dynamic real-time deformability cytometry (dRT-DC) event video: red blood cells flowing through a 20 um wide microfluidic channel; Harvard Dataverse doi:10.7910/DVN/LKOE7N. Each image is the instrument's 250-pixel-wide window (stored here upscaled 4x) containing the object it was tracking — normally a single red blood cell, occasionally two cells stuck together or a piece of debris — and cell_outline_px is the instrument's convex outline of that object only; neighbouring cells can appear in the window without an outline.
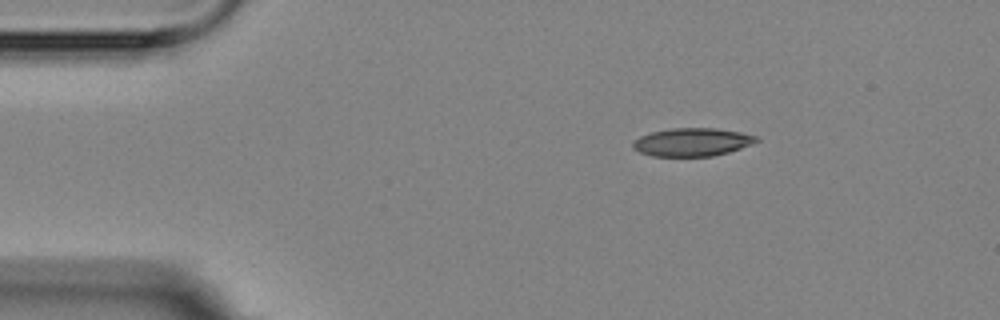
{"species": "Egyptian fruit bat (a non-hibernating species)", "species_latin": "Rousettus aegyptiacus", "temperature_condition": "room temperature", "stored_images_in_passage": 3, "camera_frame_rate_fps": 3000, "um_per_image_px": 0.085, "animal": {"sex": "female"}, "frame": {"image": 1, "passage_image": 1, "time_ms": 0.0, "image_size_px": [1000, 320], "cell_outline_px": [[760, 140], [752, 144], [728, 152], [712, 156], [652, 156], [640, 152], [632, 148], [632, 140], [640, 136], [652, 132], [672, 128], [716, 128], [740, 132], [756, 136]], "centroid_in_image_um": [58.81, 12.07], "position_along_channel_um": 26.2, "area_um2": 20.23}}